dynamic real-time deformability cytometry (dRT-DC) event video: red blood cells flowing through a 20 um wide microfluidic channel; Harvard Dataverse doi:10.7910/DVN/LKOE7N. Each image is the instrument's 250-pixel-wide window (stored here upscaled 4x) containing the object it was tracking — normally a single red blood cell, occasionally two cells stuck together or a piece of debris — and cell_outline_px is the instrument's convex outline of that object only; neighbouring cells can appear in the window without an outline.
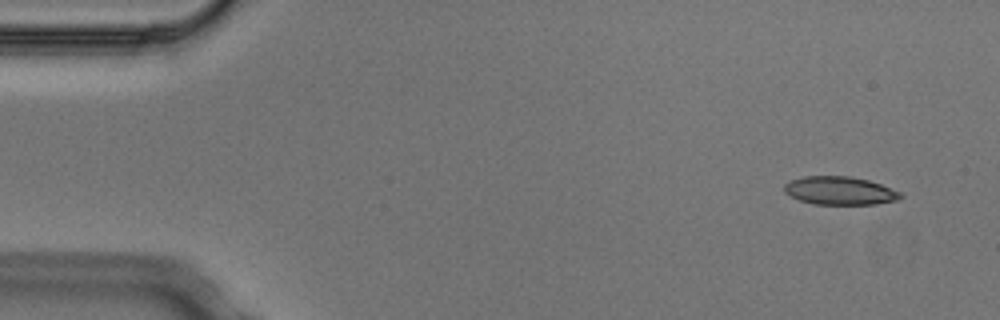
{"species": "Egyptian fruit bat (a non-hibernating species)", "species_latin": "Rousettus aegyptiacus", "temperature_condition": "cold", "stored_images_in_passage": 4, "segment_of_instrument_passage": [1, 2], "camera_frame_rate_fps": 3000, "um_per_image_px": 0.085, "animal": {"sex": "male"}, "frame": {"image": 1, "passage_image": 1, "time_ms": 0.0, "image_size_px": [1000, 320], "cell_outline_px": [[904, 196], [900, 200], [876, 204], [812, 204], [800, 200], [784, 192], [784, 184], [792, 180], [804, 176], [852, 176], [868, 180], [880, 184], [900, 192]], "centroid_in_image_um": [71.41, 16.21], "position_along_channel_um": 13.6, "area_um2": 19.13}}